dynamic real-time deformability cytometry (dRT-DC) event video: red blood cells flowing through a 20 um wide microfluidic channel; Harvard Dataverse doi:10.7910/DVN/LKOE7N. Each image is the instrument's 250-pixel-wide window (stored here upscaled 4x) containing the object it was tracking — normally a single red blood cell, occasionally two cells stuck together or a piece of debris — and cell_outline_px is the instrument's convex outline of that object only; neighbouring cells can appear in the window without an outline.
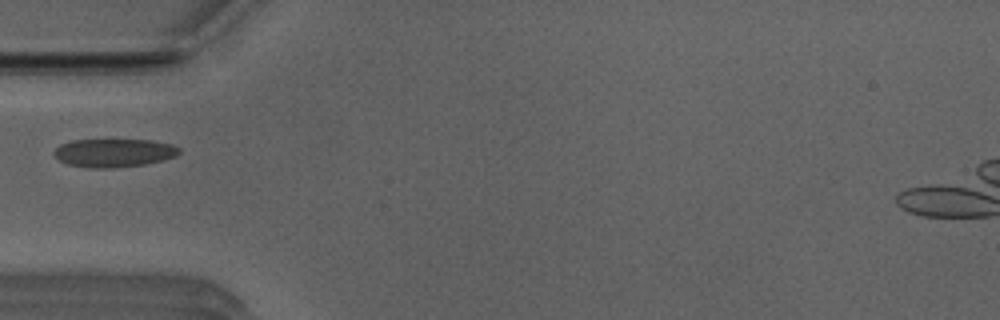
{"species": "Egyptian fruit bat (a non-hibernating species)", "species_latin": "Rousettus aegyptiacus", "temperature_condition": "room temperature", "stored_images_in_passage": 20, "camera_frame_rate_fps": 3000, "um_per_image_px": 0.085, "animal": {"sex": "male"}, "frame": {"image": 1, "passage_image": 1, "time_ms": 0.0, "image_size_px": [1000, 320], "cell_outline_px": [[180, 152], [176, 156], [144, 164], [112, 168], [92, 168], [68, 164], [60, 160], [52, 152], [60, 144], [72, 140], [152, 140], [172, 144], [180, 148]], "centroid_in_image_um": [9.68, 12.98], "position_along_channel_um": 75.3, "area_um2": 20.52}}
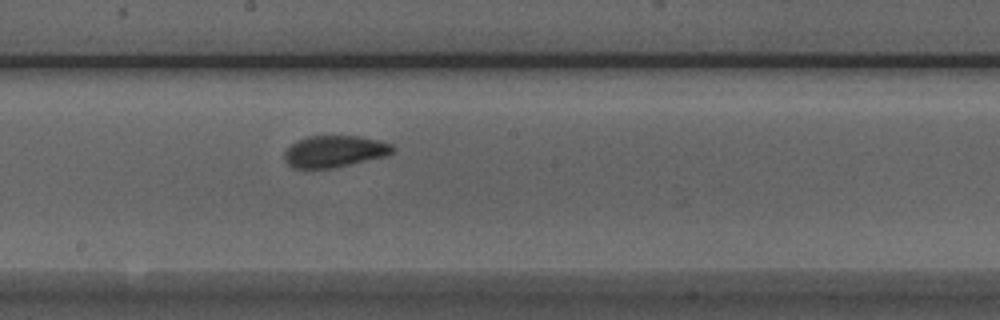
{"frame": {"image": 2, "passage_image": 12, "time_ms": 3.667, "image_size_px": [1000, 320], "cell_outline_px": [[396, 152], [388, 156], [332, 168], [292, 168], [284, 160], [284, 152], [296, 140], [308, 136], [360, 136], [380, 140], [392, 144], [396, 148]], "centroid_in_image_um": [28.48, 12.86], "position_along_channel_um": 219.7, "area_um2": 20.29}}
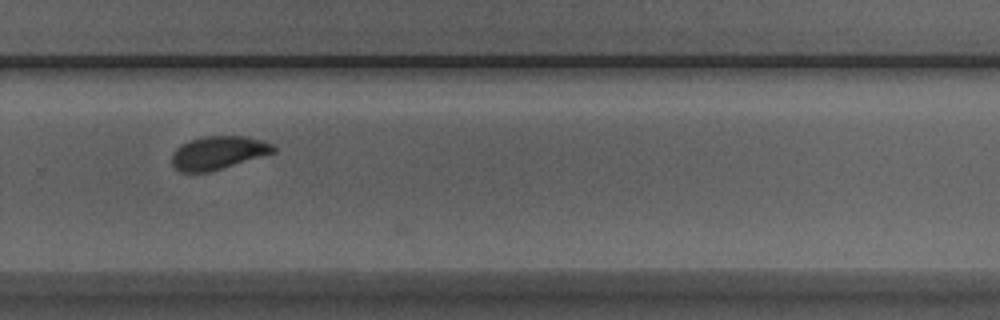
{"frame": {"image": 3, "passage_image": 19, "time_ms": 6.0, "image_size_px": [1000, 320], "cell_outline_px": [[276, 152], [208, 172], [180, 172], [172, 164], [172, 152], [180, 144], [204, 136], [244, 136], [264, 140], [272, 144], [276, 148]], "centroid_in_image_um": [18.55, 12.97], "position_along_channel_um": 311.3, "area_um2": 19.59}}